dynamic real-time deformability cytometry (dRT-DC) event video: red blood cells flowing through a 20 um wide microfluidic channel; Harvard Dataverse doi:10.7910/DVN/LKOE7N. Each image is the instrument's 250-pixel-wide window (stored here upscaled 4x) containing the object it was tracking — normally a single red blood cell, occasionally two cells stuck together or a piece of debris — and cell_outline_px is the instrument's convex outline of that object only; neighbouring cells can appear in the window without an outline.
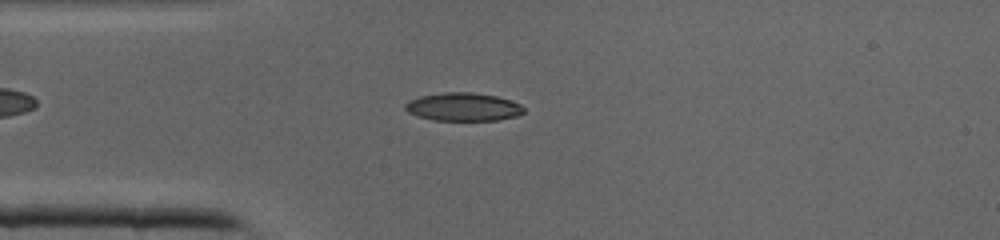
{"species": "common noctule bat (a hibernating species)", "species_latin": "Nyctalus noctula", "temperature_condition": "cold", "stored_images_in_passage": 34, "camera_frame_rate_fps": 3000, "um_per_image_px": 0.085, "animal": {"sex": "male", "body_mass_g": 19.0, "forearm_length_mm": 50.8}, "frame": {"image": 1, "passage_image": 3, "time_ms": 0.667, "image_size_px": [1000, 240], "cell_outline_px": [[524, 112], [516, 116], [496, 120], [436, 120], [420, 116], [408, 112], [404, 108], [404, 104], [408, 100], [420, 96], [444, 92], [472, 92], [496, 96], [520, 104], [524, 108]], "centroid_in_image_um": [39.35, 9.07], "position_along_channel_um": 45.7, "area_um2": 19.31}}
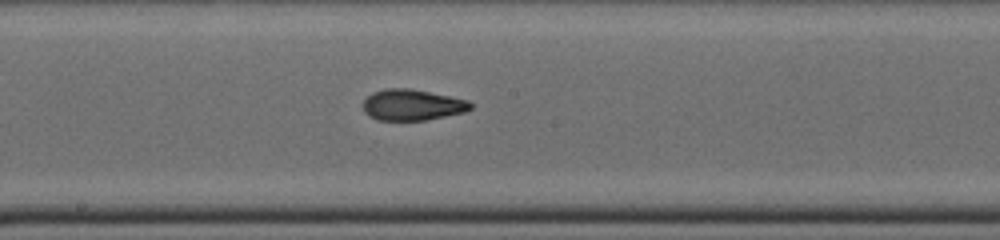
{"frame": {"image": 2, "passage_image": 14, "time_ms": 4.333, "image_size_px": [1000, 240], "cell_outline_px": [[472, 108], [464, 112], [428, 120], [376, 120], [368, 116], [364, 112], [364, 100], [372, 92], [388, 88], [408, 88], [468, 100], [472, 104]], "centroid_in_image_um": [35.02, 8.93], "position_along_channel_um": 213.2, "area_um2": 19.36}}
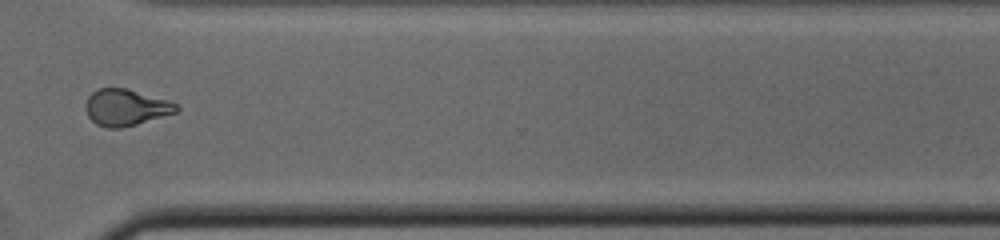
{"frame": {"image": 3, "passage_image": 23, "time_ms": 7.333, "image_size_px": [1000, 240], "cell_outline_px": [[180, 108], [176, 112], [136, 124], [120, 128], [108, 128], [96, 124], [88, 116], [84, 108], [88, 96], [92, 92], [100, 88], [128, 88], [176, 104]], "centroid_in_image_um": [10.64, 9.13], "position_along_channel_um": 360.0, "area_um2": 19.02}}